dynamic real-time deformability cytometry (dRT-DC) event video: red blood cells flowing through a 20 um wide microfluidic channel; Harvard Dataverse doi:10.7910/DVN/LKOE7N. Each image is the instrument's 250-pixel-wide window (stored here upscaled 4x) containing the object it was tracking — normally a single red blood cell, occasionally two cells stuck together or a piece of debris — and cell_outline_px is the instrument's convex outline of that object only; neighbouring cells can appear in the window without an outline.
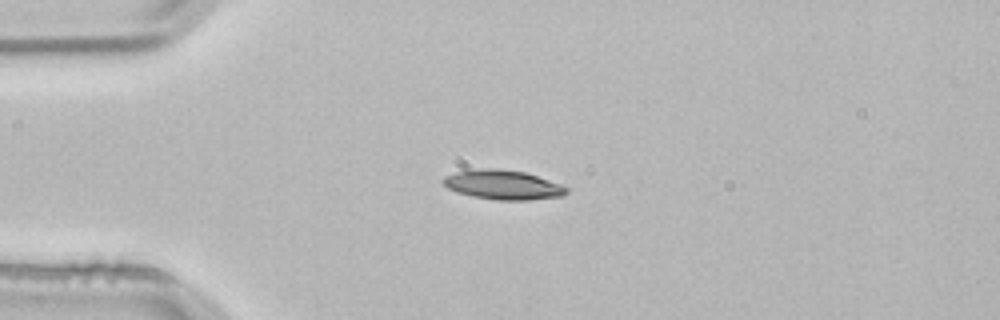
{"species": "common noctule bat (a hibernating species)", "species_latin": "Nyctalus noctula", "temperature_condition": "room temperature", "stored_images_in_passage": 1, "camera_frame_rate_fps": 3000, "um_per_image_px": 0.085, "animal": {"sex": "male", "body_mass_g": 21.5, "forearm_length_mm": 52.0}, "frame": {"image": 1, "passage_image": 1, "time_ms": 0.0, "image_size_px": [1000, 320], "cell_outline_px": [[568, 192], [564, 196], [528, 200], [496, 200], [472, 196], [456, 192], [448, 188], [440, 180], [444, 176], [456, 172], [484, 168], [492, 168], [524, 172], [560, 184], [568, 188]], "centroid_in_image_um": [42.73, 15.72], "position_along_channel_um": 42.3, "area_um2": 21.04}}